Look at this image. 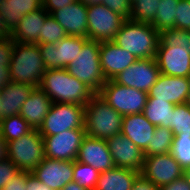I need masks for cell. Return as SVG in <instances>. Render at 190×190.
Listing matches in <instances>:
<instances>
[{"label": "cell", "instance_id": "obj_1", "mask_svg": "<svg viewBox=\"0 0 190 190\" xmlns=\"http://www.w3.org/2000/svg\"><path fill=\"white\" fill-rule=\"evenodd\" d=\"M156 61L160 73L190 77V31L171 28L159 32Z\"/></svg>", "mask_w": 190, "mask_h": 190}, {"label": "cell", "instance_id": "obj_2", "mask_svg": "<svg viewBox=\"0 0 190 190\" xmlns=\"http://www.w3.org/2000/svg\"><path fill=\"white\" fill-rule=\"evenodd\" d=\"M39 88L52 103L85 106L95 94L90 87L70 75L67 69H46Z\"/></svg>", "mask_w": 190, "mask_h": 190}, {"label": "cell", "instance_id": "obj_3", "mask_svg": "<svg viewBox=\"0 0 190 190\" xmlns=\"http://www.w3.org/2000/svg\"><path fill=\"white\" fill-rule=\"evenodd\" d=\"M159 40V32L151 24L126 19L113 42L137 59H149L156 57Z\"/></svg>", "mask_w": 190, "mask_h": 190}, {"label": "cell", "instance_id": "obj_4", "mask_svg": "<svg viewBox=\"0 0 190 190\" xmlns=\"http://www.w3.org/2000/svg\"><path fill=\"white\" fill-rule=\"evenodd\" d=\"M123 117L99 93H95L85 105L86 135L107 141L121 132Z\"/></svg>", "mask_w": 190, "mask_h": 190}, {"label": "cell", "instance_id": "obj_5", "mask_svg": "<svg viewBox=\"0 0 190 190\" xmlns=\"http://www.w3.org/2000/svg\"><path fill=\"white\" fill-rule=\"evenodd\" d=\"M45 71L38 44L14 42L9 66L10 78L13 82L38 88Z\"/></svg>", "mask_w": 190, "mask_h": 190}, {"label": "cell", "instance_id": "obj_6", "mask_svg": "<svg viewBox=\"0 0 190 190\" xmlns=\"http://www.w3.org/2000/svg\"><path fill=\"white\" fill-rule=\"evenodd\" d=\"M66 69L70 75L99 93L107 81L100 64V42L88 40Z\"/></svg>", "mask_w": 190, "mask_h": 190}, {"label": "cell", "instance_id": "obj_7", "mask_svg": "<svg viewBox=\"0 0 190 190\" xmlns=\"http://www.w3.org/2000/svg\"><path fill=\"white\" fill-rule=\"evenodd\" d=\"M6 157L20 170L31 172L45 158L44 140L39 130L33 129L19 139L7 142Z\"/></svg>", "mask_w": 190, "mask_h": 190}, {"label": "cell", "instance_id": "obj_8", "mask_svg": "<svg viewBox=\"0 0 190 190\" xmlns=\"http://www.w3.org/2000/svg\"><path fill=\"white\" fill-rule=\"evenodd\" d=\"M85 106L52 103L39 132L42 136L57 135L65 130L85 129Z\"/></svg>", "mask_w": 190, "mask_h": 190}, {"label": "cell", "instance_id": "obj_9", "mask_svg": "<svg viewBox=\"0 0 190 190\" xmlns=\"http://www.w3.org/2000/svg\"><path fill=\"white\" fill-rule=\"evenodd\" d=\"M99 94L122 116L143 113L148 93L107 80Z\"/></svg>", "mask_w": 190, "mask_h": 190}, {"label": "cell", "instance_id": "obj_10", "mask_svg": "<svg viewBox=\"0 0 190 190\" xmlns=\"http://www.w3.org/2000/svg\"><path fill=\"white\" fill-rule=\"evenodd\" d=\"M87 18L88 39L97 42L113 41L126 20L103 4L87 7Z\"/></svg>", "mask_w": 190, "mask_h": 190}, {"label": "cell", "instance_id": "obj_11", "mask_svg": "<svg viewBox=\"0 0 190 190\" xmlns=\"http://www.w3.org/2000/svg\"><path fill=\"white\" fill-rule=\"evenodd\" d=\"M87 37L66 36L57 44H38L46 69H66L81 52Z\"/></svg>", "mask_w": 190, "mask_h": 190}, {"label": "cell", "instance_id": "obj_12", "mask_svg": "<svg viewBox=\"0 0 190 190\" xmlns=\"http://www.w3.org/2000/svg\"><path fill=\"white\" fill-rule=\"evenodd\" d=\"M185 169L171 153L145 156L140 174L158 187L184 176Z\"/></svg>", "mask_w": 190, "mask_h": 190}, {"label": "cell", "instance_id": "obj_13", "mask_svg": "<svg viewBox=\"0 0 190 190\" xmlns=\"http://www.w3.org/2000/svg\"><path fill=\"white\" fill-rule=\"evenodd\" d=\"M85 136V129H70L57 135L42 136L45 157L61 161L76 160Z\"/></svg>", "mask_w": 190, "mask_h": 190}, {"label": "cell", "instance_id": "obj_14", "mask_svg": "<svg viewBox=\"0 0 190 190\" xmlns=\"http://www.w3.org/2000/svg\"><path fill=\"white\" fill-rule=\"evenodd\" d=\"M160 70L155 58L138 59L113 80L120 85L149 92L156 83Z\"/></svg>", "mask_w": 190, "mask_h": 190}, {"label": "cell", "instance_id": "obj_15", "mask_svg": "<svg viewBox=\"0 0 190 190\" xmlns=\"http://www.w3.org/2000/svg\"><path fill=\"white\" fill-rule=\"evenodd\" d=\"M115 167L141 172L144 152L121 132L107 140Z\"/></svg>", "mask_w": 190, "mask_h": 190}, {"label": "cell", "instance_id": "obj_16", "mask_svg": "<svg viewBox=\"0 0 190 190\" xmlns=\"http://www.w3.org/2000/svg\"><path fill=\"white\" fill-rule=\"evenodd\" d=\"M74 161H61L45 157L31 173L52 190H61L73 181Z\"/></svg>", "mask_w": 190, "mask_h": 190}, {"label": "cell", "instance_id": "obj_17", "mask_svg": "<svg viewBox=\"0 0 190 190\" xmlns=\"http://www.w3.org/2000/svg\"><path fill=\"white\" fill-rule=\"evenodd\" d=\"M190 94V77H175L160 73L148 97L165 100L174 105L185 104Z\"/></svg>", "mask_w": 190, "mask_h": 190}, {"label": "cell", "instance_id": "obj_18", "mask_svg": "<svg viewBox=\"0 0 190 190\" xmlns=\"http://www.w3.org/2000/svg\"><path fill=\"white\" fill-rule=\"evenodd\" d=\"M138 59L113 41L100 42V64L106 80L114 79Z\"/></svg>", "mask_w": 190, "mask_h": 190}, {"label": "cell", "instance_id": "obj_19", "mask_svg": "<svg viewBox=\"0 0 190 190\" xmlns=\"http://www.w3.org/2000/svg\"><path fill=\"white\" fill-rule=\"evenodd\" d=\"M76 161L91 165L99 172L115 167L107 141L88 135L82 141Z\"/></svg>", "mask_w": 190, "mask_h": 190}, {"label": "cell", "instance_id": "obj_20", "mask_svg": "<svg viewBox=\"0 0 190 190\" xmlns=\"http://www.w3.org/2000/svg\"><path fill=\"white\" fill-rule=\"evenodd\" d=\"M51 16L65 29L68 36L88 38L87 6L80 1L53 11Z\"/></svg>", "mask_w": 190, "mask_h": 190}, {"label": "cell", "instance_id": "obj_21", "mask_svg": "<svg viewBox=\"0 0 190 190\" xmlns=\"http://www.w3.org/2000/svg\"><path fill=\"white\" fill-rule=\"evenodd\" d=\"M41 7L39 0H0V34H9L23 16Z\"/></svg>", "mask_w": 190, "mask_h": 190}, {"label": "cell", "instance_id": "obj_22", "mask_svg": "<svg viewBox=\"0 0 190 190\" xmlns=\"http://www.w3.org/2000/svg\"><path fill=\"white\" fill-rule=\"evenodd\" d=\"M49 13L43 8L23 16L8 36L16 43L39 44V36Z\"/></svg>", "mask_w": 190, "mask_h": 190}, {"label": "cell", "instance_id": "obj_23", "mask_svg": "<svg viewBox=\"0 0 190 190\" xmlns=\"http://www.w3.org/2000/svg\"><path fill=\"white\" fill-rule=\"evenodd\" d=\"M155 129L156 127L145 118L143 113L130 114L123 117L121 133L144 152Z\"/></svg>", "mask_w": 190, "mask_h": 190}, {"label": "cell", "instance_id": "obj_24", "mask_svg": "<svg viewBox=\"0 0 190 190\" xmlns=\"http://www.w3.org/2000/svg\"><path fill=\"white\" fill-rule=\"evenodd\" d=\"M52 100L39 87L34 88L29 94L26 102L22 105L20 115L36 130L43 125L44 118L47 116Z\"/></svg>", "mask_w": 190, "mask_h": 190}, {"label": "cell", "instance_id": "obj_25", "mask_svg": "<svg viewBox=\"0 0 190 190\" xmlns=\"http://www.w3.org/2000/svg\"><path fill=\"white\" fill-rule=\"evenodd\" d=\"M34 88L29 84L9 82L2 89L1 119L19 114L22 105Z\"/></svg>", "mask_w": 190, "mask_h": 190}, {"label": "cell", "instance_id": "obj_26", "mask_svg": "<svg viewBox=\"0 0 190 190\" xmlns=\"http://www.w3.org/2000/svg\"><path fill=\"white\" fill-rule=\"evenodd\" d=\"M138 171L114 167L100 172L95 190H131Z\"/></svg>", "mask_w": 190, "mask_h": 190}, {"label": "cell", "instance_id": "obj_27", "mask_svg": "<svg viewBox=\"0 0 190 190\" xmlns=\"http://www.w3.org/2000/svg\"><path fill=\"white\" fill-rule=\"evenodd\" d=\"M174 104L165 100H156L154 97H148L143 110L145 118L155 127L161 126L171 129V117Z\"/></svg>", "mask_w": 190, "mask_h": 190}, {"label": "cell", "instance_id": "obj_28", "mask_svg": "<svg viewBox=\"0 0 190 190\" xmlns=\"http://www.w3.org/2000/svg\"><path fill=\"white\" fill-rule=\"evenodd\" d=\"M32 130L33 128L20 114L8 116L0 120V134L6 143L19 139Z\"/></svg>", "mask_w": 190, "mask_h": 190}, {"label": "cell", "instance_id": "obj_29", "mask_svg": "<svg viewBox=\"0 0 190 190\" xmlns=\"http://www.w3.org/2000/svg\"><path fill=\"white\" fill-rule=\"evenodd\" d=\"M179 0H160L155 19L151 24L158 32L175 28Z\"/></svg>", "mask_w": 190, "mask_h": 190}, {"label": "cell", "instance_id": "obj_30", "mask_svg": "<svg viewBox=\"0 0 190 190\" xmlns=\"http://www.w3.org/2000/svg\"><path fill=\"white\" fill-rule=\"evenodd\" d=\"M173 132L169 128L156 126L154 135L144 151L145 156L167 154L171 152Z\"/></svg>", "mask_w": 190, "mask_h": 190}, {"label": "cell", "instance_id": "obj_31", "mask_svg": "<svg viewBox=\"0 0 190 190\" xmlns=\"http://www.w3.org/2000/svg\"><path fill=\"white\" fill-rule=\"evenodd\" d=\"M159 2L160 0H134L131 4L129 19L136 22L152 24Z\"/></svg>", "mask_w": 190, "mask_h": 190}, {"label": "cell", "instance_id": "obj_32", "mask_svg": "<svg viewBox=\"0 0 190 190\" xmlns=\"http://www.w3.org/2000/svg\"><path fill=\"white\" fill-rule=\"evenodd\" d=\"M14 48V41L8 34H0V89H3L11 82L9 66L11 54Z\"/></svg>", "mask_w": 190, "mask_h": 190}, {"label": "cell", "instance_id": "obj_33", "mask_svg": "<svg viewBox=\"0 0 190 190\" xmlns=\"http://www.w3.org/2000/svg\"><path fill=\"white\" fill-rule=\"evenodd\" d=\"M171 130L173 136H190V107L187 103L174 106Z\"/></svg>", "mask_w": 190, "mask_h": 190}, {"label": "cell", "instance_id": "obj_34", "mask_svg": "<svg viewBox=\"0 0 190 190\" xmlns=\"http://www.w3.org/2000/svg\"><path fill=\"white\" fill-rule=\"evenodd\" d=\"M73 181L87 190H95L100 172L91 165L74 160Z\"/></svg>", "mask_w": 190, "mask_h": 190}, {"label": "cell", "instance_id": "obj_35", "mask_svg": "<svg viewBox=\"0 0 190 190\" xmlns=\"http://www.w3.org/2000/svg\"><path fill=\"white\" fill-rule=\"evenodd\" d=\"M68 36L65 29L49 14L43 24L39 36V44H57L61 39Z\"/></svg>", "mask_w": 190, "mask_h": 190}, {"label": "cell", "instance_id": "obj_36", "mask_svg": "<svg viewBox=\"0 0 190 190\" xmlns=\"http://www.w3.org/2000/svg\"><path fill=\"white\" fill-rule=\"evenodd\" d=\"M170 153L184 169L190 167V136H174Z\"/></svg>", "mask_w": 190, "mask_h": 190}, {"label": "cell", "instance_id": "obj_37", "mask_svg": "<svg viewBox=\"0 0 190 190\" xmlns=\"http://www.w3.org/2000/svg\"><path fill=\"white\" fill-rule=\"evenodd\" d=\"M175 28L190 31V0H179L176 11Z\"/></svg>", "mask_w": 190, "mask_h": 190}, {"label": "cell", "instance_id": "obj_38", "mask_svg": "<svg viewBox=\"0 0 190 190\" xmlns=\"http://www.w3.org/2000/svg\"><path fill=\"white\" fill-rule=\"evenodd\" d=\"M20 169L14 165L9 158L0 159V190L12 179Z\"/></svg>", "mask_w": 190, "mask_h": 190}, {"label": "cell", "instance_id": "obj_39", "mask_svg": "<svg viewBox=\"0 0 190 190\" xmlns=\"http://www.w3.org/2000/svg\"><path fill=\"white\" fill-rule=\"evenodd\" d=\"M103 5L122 15L125 19H129L131 11V2L129 0H103Z\"/></svg>", "mask_w": 190, "mask_h": 190}, {"label": "cell", "instance_id": "obj_40", "mask_svg": "<svg viewBox=\"0 0 190 190\" xmlns=\"http://www.w3.org/2000/svg\"><path fill=\"white\" fill-rule=\"evenodd\" d=\"M27 171L20 170L2 190H26Z\"/></svg>", "mask_w": 190, "mask_h": 190}, {"label": "cell", "instance_id": "obj_41", "mask_svg": "<svg viewBox=\"0 0 190 190\" xmlns=\"http://www.w3.org/2000/svg\"><path fill=\"white\" fill-rule=\"evenodd\" d=\"M75 1L77 0H43L42 7L51 14L53 11L67 7Z\"/></svg>", "mask_w": 190, "mask_h": 190}, {"label": "cell", "instance_id": "obj_42", "mask_svg": "<svg viewBox=\"0 0 190 190\" xmlns=\"http://www.w3.org/2000/svg\"><path fill=\"white\" fill-rule=\"evenodd\" d=\"M159 190H190V184L185 176L175 179L170 184L159 187Z\"/></svg>", "mask_w": 190, "mask_h": 190}, {"label": "cell", "instance_id": "obj_43", "mask_svg": "<svg viewBox=\"0 0 190 190\" xmlns=\"http://www.w3.org/2000/svg\"><path fill=\"white\" fill-rule=\"evenodd\" d=\"M131 190H159V187L140 174L134 181Z\"/></svg>", "mask_w": 190, "mask_h": 190}, {"label": "cell", "instance_id": "obj_44", "mask_svg": "<svg viewBox=\"0 0 190 190\" xmlns=\"http://www.w3.org/2000/svg\"><path fill=\"white\" fill-rule=\"evenodd\" d=\"M26 190H52L27 171Z\"/></svg>", "mask_w": 190, "mask_h": 190}, {"label": "cell", "instance_id": "obj_45", "mask_svg": "<svg viewBox=\"0 0 190 190\" xmlns=\"http://www.w3.org/2000/svg\"><path fill=\"white\" fill-rule=\"evenodd\" d=\"M61 190H87L80 186L77 182L71 181L67 183Z\"/></svg>", "mask_w": 190, "mask_h": 190}, {"label": "cell", "instance_id": "obj_46", "mask_svg": "<svg viewBox=\"0 0 190 190\" xmlns=\"http://www.w3.org/2000/svg\"><path fill=\"white\" fill-rule=\"evenodd\" d=\"M6 147L7 143L0 134V159L6 157Z\"/></svg>", "mask_w": 190, "mask_h": 190}, {"label": "cell", "instance_id": "obj_47", "mask_svg": "<svg viewBox=\"0 0 190 190\" xmlns=\"http://www.w3.org/2000/svg\"><path fill=\"white\" fill-rule=\"evenodd\" d=\"M78 1H80L81 3L86 5L87 7L93 6V5H100L103 2V0H78Z\"/></svg>", "mask_w": 190, "mask_h": 190}, {"label": "cell", "instance_id": "obj_48", "mask_svg": "<svg viewBox=\"0 0 190 190\" xmlns=\"http://www.w3.org/2000/svg\"><path fill=\"white\" fill-rule=\"evenodd\" d=\"M184 176L188 179L189 184H190V167L185 169Z\"/></svg>", "mask_w": 190, "mask_h": 190}, {"label": "cell", "instance_id": "obj_49", "mask_svg": "<svg viewBox=\"0 0 190 190\" xmlns=\"http://www.w3.org/2000/svg\"><path fill=\"white\" fill-rule=\"evenodd\" d=\"M1 94H2V89H0V120H1V104H2Z\"/></svg>", "mask_w": 190, "mask_h": 190}, {"label": "cell", "instance_id": "obj_50", "mask_svg": "<svg viewBox=\"0 0 190 190\" xmlns=\"http://www.w3.org/2000/svg\"><path fill=\"white\" fill-rule=\"evenodd\" d=\"M187 104H188L189 107H190V94H189V98H188Z\"/></svg>", "mask_w": 190, "mask_h": 190}]
</instances>
